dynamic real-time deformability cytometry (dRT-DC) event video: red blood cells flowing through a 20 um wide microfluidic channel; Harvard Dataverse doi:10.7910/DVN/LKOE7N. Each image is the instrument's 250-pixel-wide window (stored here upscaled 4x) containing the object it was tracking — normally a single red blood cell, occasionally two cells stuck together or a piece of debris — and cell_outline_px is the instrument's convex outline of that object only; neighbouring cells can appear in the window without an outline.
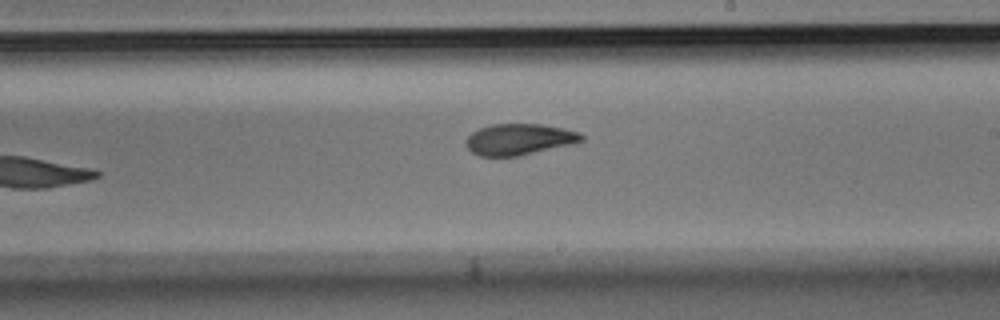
{"species": "Egyptian fruit bat (a non-hibernating species)", "species_latin": "Rousettus aegyptiacus", "temperature_condition": "room temperature", "stored_images_in_passage": 10, "camera_frame_rate_fps": 3000, "um_per_image_px": 0.085, "animal": {"sex": "male"}, "frame": {"image": 1, "passage_image": 10, "time_ms": 3.0, "image_size_px": [1000, 320], "cell_outline_px": [[584, 140], [576, 144], [516, 156], [480, 156], [472, 152], [464, 144], [468, 136], [472, 132], [480, 128], [492, 124], [540, 124], [564, 128], [580, 132], [584, 136]], "centroid_in_image_um": [44.17, 11.84], "position_along_channel_um": 244.8, "area_um2": 21.15}}